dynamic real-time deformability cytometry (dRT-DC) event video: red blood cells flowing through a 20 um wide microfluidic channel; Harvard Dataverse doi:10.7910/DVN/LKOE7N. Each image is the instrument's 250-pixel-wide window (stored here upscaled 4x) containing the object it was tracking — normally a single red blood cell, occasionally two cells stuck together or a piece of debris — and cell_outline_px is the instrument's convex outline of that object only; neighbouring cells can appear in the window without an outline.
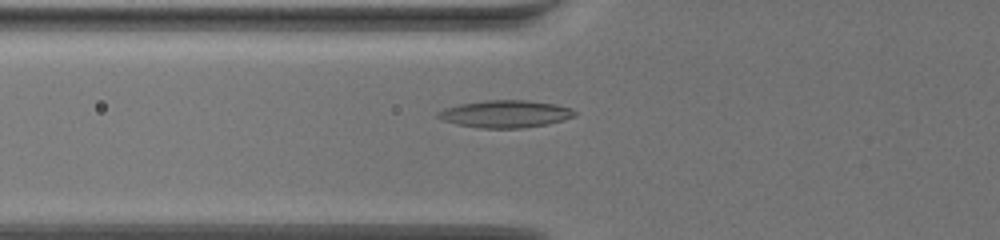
{"species": "common noctule bat (a hibernating species)", "species_latin": "Nyctalus noctula", "temperature_condition": "warm", "stored_images_in_passage": 49, "camera_frame_rate_fps": 3000, "um_per_image_px": 0.085, "animal": {"sex": "female", "body_mass_g": 19.5, "forearm_length_mm": 54.1}, "frame": {"image": 1, "passage_image": 7, "time_ms": 2.0, "image_size_px": [1000, 240], "cell_outline_px": [[576, 116], [548, 124], [524, 128], [480, 128], [456, 124], [444, 120], [436, 116], [436, 112], [444, 108], [460, 104], [484, 100], [524, 100], [556, 104], [572, 108], [576, 112]], "centroid_in_image_um": [42.96, 9.68], "position_along_channel_um": 82.8, "area_um2": 21.85}}
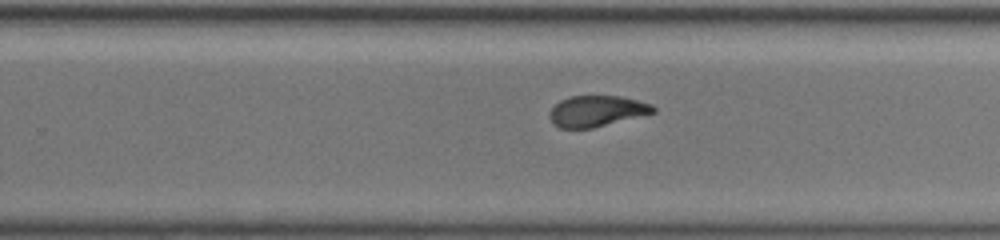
{"frame": {"image": 2, "passage_image": 26, "time_ms": 8.333, "image_size_px": [1000, 240], "cell_outline_px": [[656, 112], [592, 128], [560, 128], [552, 124], [548, 116], [548, 112], [560, 100], [572, 96], [620, 96], [652, 104], [656, 108]], "centroid_in_image_um": [50.69, 9.44], "position_along_channel_um": 279.1, "area_um2": 18.67}}
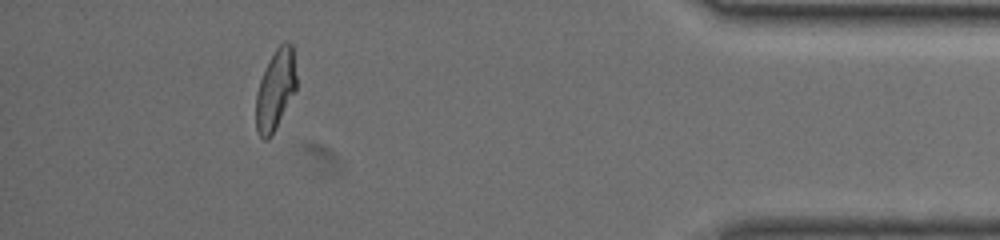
{"frame": {"image": 3, "passage_image": 43, "time_ms": 14.0, "image_size_px": [1000, 240], "cell_outline_px": [[296, 88], [268, 140], [264, 140], [260, 136], [256, 128], [256, 92], [260, 80], [276, 48], [284, 40], [288, 40], [292, 44], [296, 76]], "centroid_in_image_um": [23.4, 7.59], "position_along_channel_um": 411.8, "area_um2": 18.38}}